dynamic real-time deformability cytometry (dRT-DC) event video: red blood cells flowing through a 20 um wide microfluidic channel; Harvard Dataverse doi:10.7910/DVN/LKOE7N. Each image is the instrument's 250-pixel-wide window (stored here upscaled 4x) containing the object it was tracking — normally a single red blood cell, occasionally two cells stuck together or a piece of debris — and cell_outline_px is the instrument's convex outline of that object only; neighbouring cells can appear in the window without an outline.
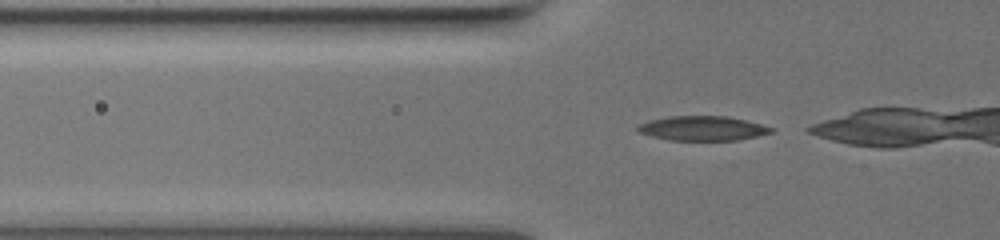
{"species": "common noctule bat (a hibernating species)", "species_latin": "Nyctalus noctula", "temperature_condition": "warm", "stored_images_in_passage": 13, "camera_frame_rate_fps": 3000, "um_per_image_px": 0.085, "animal": {"sex": "female", "body_mass_g": 19.5, "forearm_length_mm": 54.1}, "frame": {"image": 1, "passage_image": 3, "time_ms": 0.667, "image_size_px": [1000, 240], "cell_outline_px": [[776, 128], [772, 132], [756, 136], [736, 140], [668, 140], [636, 132], [636, 128], [640, 124], [648, 120], [672, 116], [728, 116]], "centroid_in_image_um": [59.69, 10.9], "position_along_channel_um": 66.1, "area_um2": 19.02}}
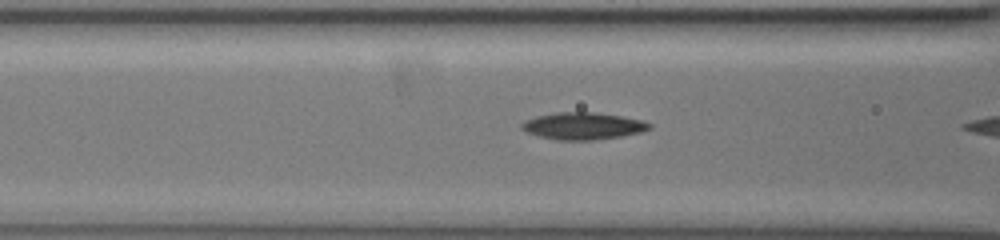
{"frame": {"image": 2, "passage_image": 8, "time_ms": 2.333, "image_size_px": [1000, 240], "cell_outline_px": [[652, 128], [640, 132], [620, 136], [592, 140], [556, 140], [540, 136], [528, 132], [520, 128], [520, 124], [536, 116], [556, 112], [592, 112], [620, 116], [640, 120], [652, 124]], "centroid_in_image_um": [49.54, 10.71], "position_along_channel_um": 117.1, "area_um2": 19.88}}
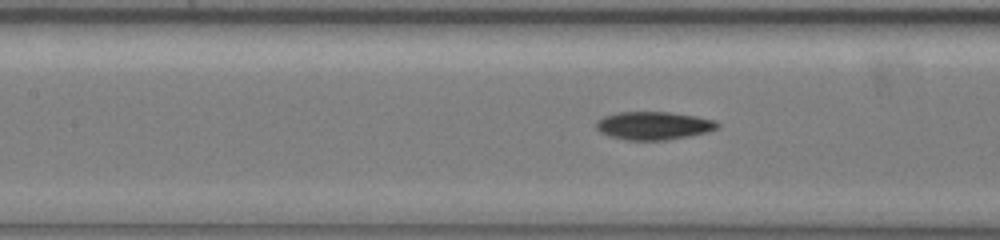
{"frame": {"image": 3, "passage_image": 11, "time_ms": 3.333, "image_size_px": [1000, 240], "cell_outline_px": [[720, 128], [708, 132], [668, 140], [628, 140], [608, 136], [600, 132], [596, 128], [596, 124], [604, 116], [616, 112], [668, 112], [696, 116], [716, 120], [720, 124]], "centroid_in_image_um": [55.6, 10.68], "position_along_channel_um": 151.8, "area_um2": 19.94}}